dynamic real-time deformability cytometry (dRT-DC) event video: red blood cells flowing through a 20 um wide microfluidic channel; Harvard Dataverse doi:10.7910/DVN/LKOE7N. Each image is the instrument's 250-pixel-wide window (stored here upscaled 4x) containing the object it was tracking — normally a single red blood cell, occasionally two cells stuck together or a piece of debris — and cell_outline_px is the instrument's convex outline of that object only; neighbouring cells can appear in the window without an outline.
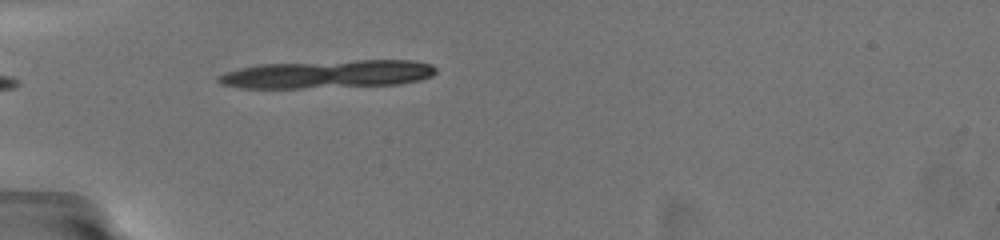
{"species": "common noctule bat (a hibernating species)", "species_latin": "Nyctalus noctula", "temperature_condition": "warm", "stored_images_in_passage": 3, "camera_frame_rate_fps": 3000, "um_per_image_px": 0.085, "animal": {"sex": "female", "body_mass_g": 19.5, "forearm_length_mm": 54.1}, "frame": {"image": 1, "passage_image": 1, "time_ms": 0.0, "image_size_px": [1000, 240], "cell_outline_px": [[436, 72], [432, 76], [420, 80], [400, 84], [300, 88], [240, 88], [220, 84], [216, 80], [216, 76], [240, 68], [260, 64], [356, 60], [412, 60], [432, 64], [436, 68]], "centroid_in_image_um": [27.85, 6.3], "position_along_channel_um": 57.2, "area_um2": 35.66}}